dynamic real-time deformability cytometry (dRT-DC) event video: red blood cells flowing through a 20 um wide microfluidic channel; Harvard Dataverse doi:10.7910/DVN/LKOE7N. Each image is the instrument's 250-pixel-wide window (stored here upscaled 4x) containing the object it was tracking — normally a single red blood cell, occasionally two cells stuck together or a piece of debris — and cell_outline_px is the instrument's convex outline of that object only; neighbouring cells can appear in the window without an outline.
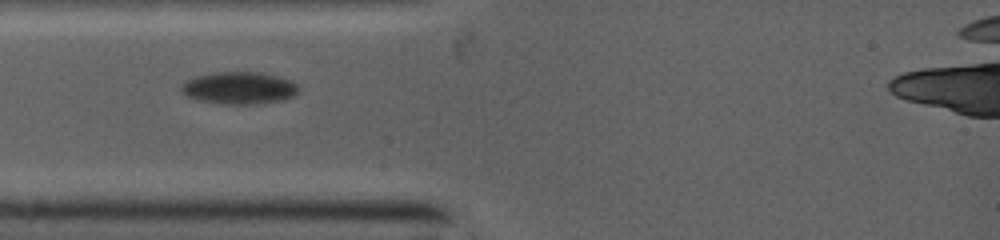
{"species": "common noctule bat (a hibernating species)", "species_latin": "Nyctalus noctula", "temperature_condition": "warm", "stored_images_in_passage": 47, "camera_frame_rate_fps": 5000, "um_per_image_px": 0.085, "animal": {"sex": "female", "body_mass_g": 19.0, "forearm_length_mm": 53.3}, "frame": {"image": 1, "passage_image": 1, "time_ms": 0.0, "image_size_px": [1000, 240], "cell_outline_px": [[296, 96], [284, 100], [248, 104], [232, 104], [204, 100], [188, 96], [180, 88], [188, 80], [196, 76], [220, 72], [256, 72], [276, 76], [288, 80], [296, 84]], "centroid_in_image_um": [20.37, 7.47], "position_along_channel_um": 64.6, "area_um2": 21.21}}
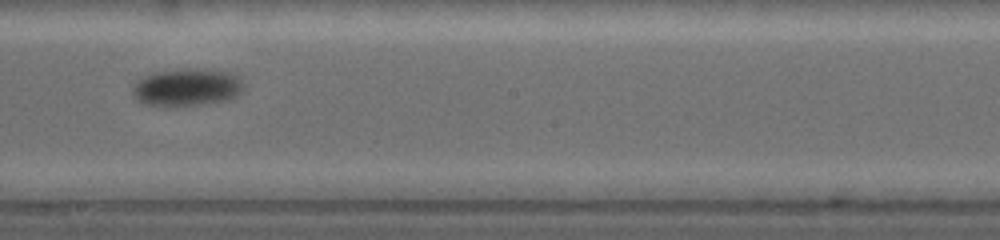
{"frame": {"image": 2, "passage_image": 16, "time_ms": 4.0, "image_size_px": [1000, 240], "cell_outline_px": [[240, 88], [232, 96], [212, 100], [180, 104], [164, 104], [140, 100], [136, 96], [136, 84], [140, 80], [148, 76], [160, 72], [224, 72], [236, 76]], "centroid_in_image_um": [15.84, 7.41], "position_along_channel_um": 232.4, "area_um2": 20.23}}
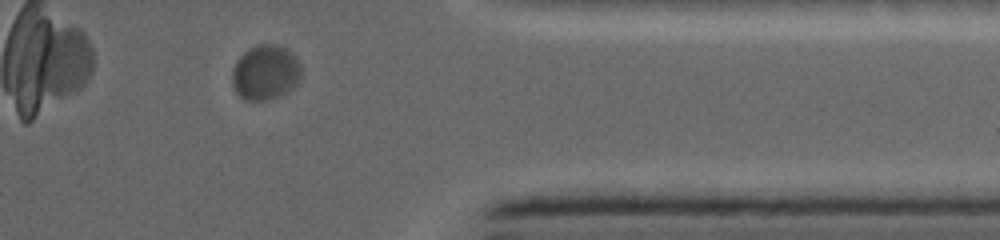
{"frame": {"image": 3, "passage_image": 38, "time_ms": 8.0, "image_size_px": [1000, 240], "cell_outline_px": [[300, 80], [292, 88], [268, 100], [248, 100], [240, 96], [236, 92], [232, 80], [232, 72], [236, 60], [244, 52], [260, 44], [276, 44], [292, 52], [296, 56], [300, 64]], "centroid_in_image_um": [22.56, 6.14], "position_along_channel_um": 388.8, "area_um2": 21.85}}